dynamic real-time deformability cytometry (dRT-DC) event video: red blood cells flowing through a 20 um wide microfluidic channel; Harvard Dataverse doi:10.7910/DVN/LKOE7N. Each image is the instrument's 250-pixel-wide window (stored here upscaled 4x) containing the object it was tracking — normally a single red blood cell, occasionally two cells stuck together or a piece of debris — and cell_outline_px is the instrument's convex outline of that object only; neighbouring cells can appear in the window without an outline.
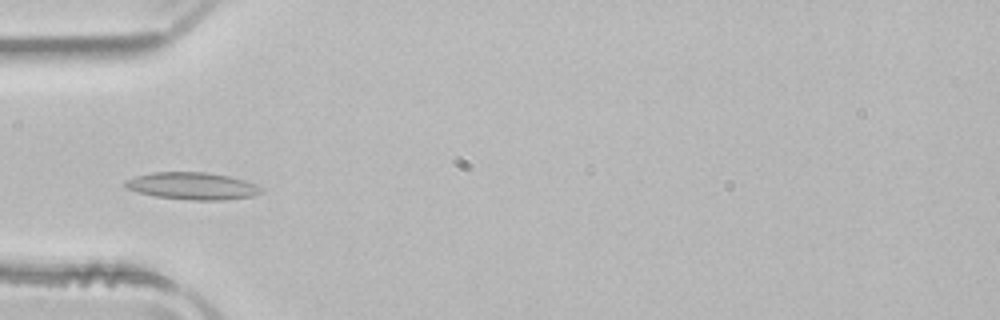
{"species": "common noctule bat (a hibernating species)", "species_latin": "Nyctalus noctula", "temperature_condition": "room temperature", "stored_images_in_passage": 7, "camera_frame_rate_fps": 3000, "um_per_image_px": 0.085, "animal": {"sex": "male", "body_mass_g": 21.5, "forearm_length_mm": 52.0}, "frame": {"image": 1, "passage_image": 4, "time_ms": 1.0, "image_size_px": [1000, 320], "cell_outline_px": [[264, 192], [252, 196], [224, 200], [192, 200], [156, 196], [140, 192], [128, 188], [124, 184], [124, 180], [136, 176], [152, 172], [204, 172], [228, 176], [244, 180], [256, 184], [264, 188]], "centroid_in_image_um": [16.4, 15.8], "position_along_channel_um": 68.6, "area_um2": 21.44}}